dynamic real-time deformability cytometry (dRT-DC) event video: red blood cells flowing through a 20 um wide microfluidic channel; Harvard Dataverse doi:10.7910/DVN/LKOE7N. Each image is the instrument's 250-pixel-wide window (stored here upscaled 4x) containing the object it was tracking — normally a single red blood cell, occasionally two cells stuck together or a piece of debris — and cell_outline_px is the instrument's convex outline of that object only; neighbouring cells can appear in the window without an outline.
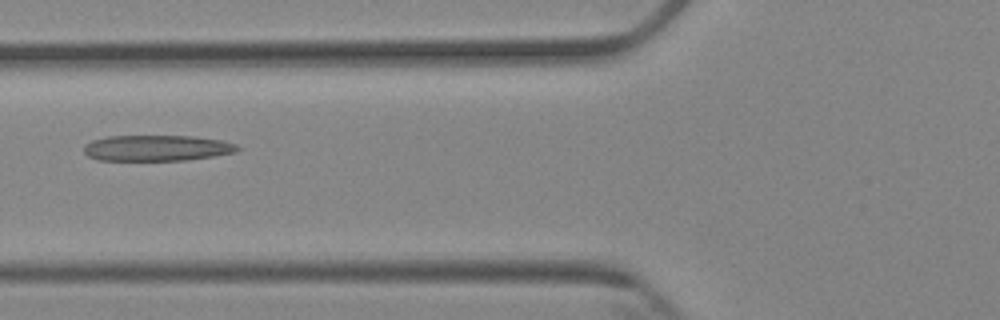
{"species": "Egyptian fruit bat (a non-hibernating species)", "species_latin": "Rousettus aegyptiacus", "temperature_condition": "cold", "stored_images_in_passage": 6, "camera_frame_rate_fps": 3000, "um_per_image_px": 0.085, "animal": {"sex": "female"}, "frame": {"image": 1, "passage_image": 5, "time_ms": 5.667, "image_size_px": [1000, 320], "cell_outline_px": [[240, 148], [236, 152], [188, 160], [96, 160], [88, 156], [84, 152], [84, 144], [92, 140], [108, 136], [196, 136], [224, 140], [236, 144]], "centroid_in_image_um": [13.33, 12.58], "position_along_channel_um": 112.5, "area_um2": 23.29}}
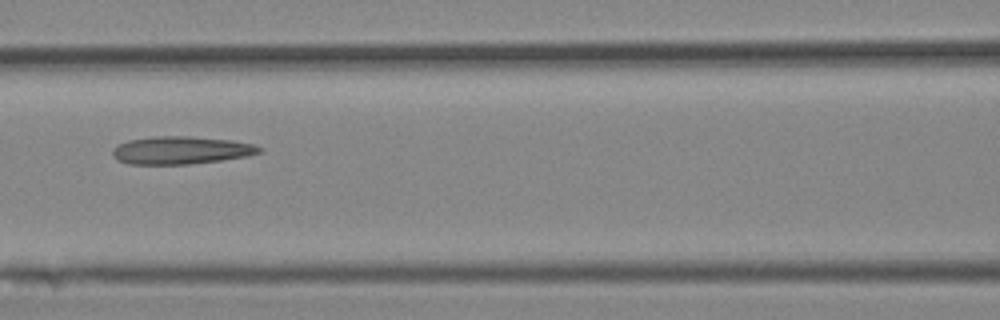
{"frame": {"image": 2, "passage_image": 6, "time_ms": 6.667, "image_size_px": [1000, 320], "cell_outline_px": [[264, 152], [248, 156], [220, 160], [188, 164], [128, 164], [116, 160], [112, 156], [112, 148], [128, 140], [152, 136], [192, 136], [232, 140], [252, 144], [264, 148]], "centroid_in_image_um": [15.39, 12.77], "position_along_channel_um": 151.2, "area_um2": 23.99}}